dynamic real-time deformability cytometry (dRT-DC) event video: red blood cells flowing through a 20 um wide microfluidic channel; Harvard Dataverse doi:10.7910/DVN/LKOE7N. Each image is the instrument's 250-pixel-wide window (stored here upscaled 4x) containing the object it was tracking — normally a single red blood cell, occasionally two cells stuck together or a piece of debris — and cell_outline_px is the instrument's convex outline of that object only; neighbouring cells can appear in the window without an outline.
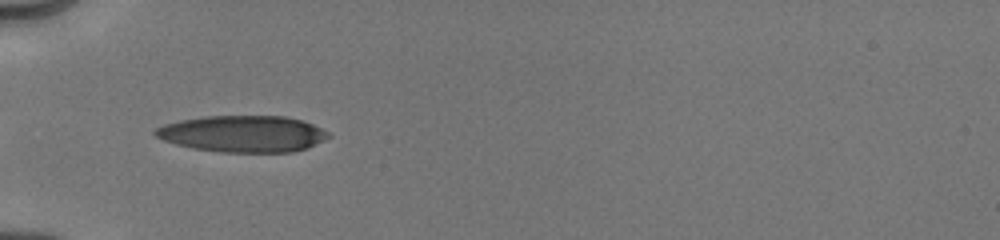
{"species": "human", "species_latin": "Homo sapiens", "temperature_condition": "cold", "stored_images_in_passage": 29, "camera_frame_rate_fps": 3000, "um_per_image_px": 0.085, "donor": {"sex": "male"}, "frame": {"image": 1, "passage_image": 1, "time_ms": 0.0, "image_size_px": [1000, 240], "cell_outline_px": [[332, 136], [308, 148], [292, 152], [220, 152], [192, 148], [176, 144], [164, 140], [156, 136], [152, 132], [152, 128], [164, 124], [180, 120], [204, 116], [284, 116], [300, 120], [312, 124], [328, 132]], "centroid_in_image_um": [20.61, 11.37], "position_along_channel_um": 64.4, "area_um2": 36.99}}
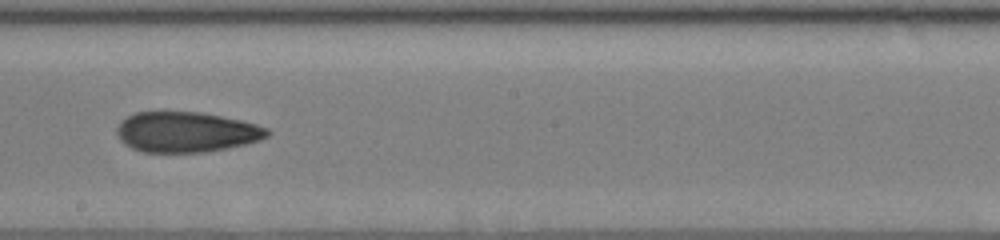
{"frame": {"image": 2, "passage_image": 12, "time_ms": 4.333, "image_size_px": [1000, 240], "cell_outline_px": [[272, 132], [268, 136], [260, 140], [244, 144], [204, 152], [144, 152], [132, 148], [124, 144], [120, 140], [116, 132], [116, 128], [120, 120], [136, 112], [200, 112], [240, 120], [256, 124], [268, 128]], "centroid_in_image_um": [15.81, 11.22], "position_along_channel_um": 232.4, "area_um2": 35.32}}
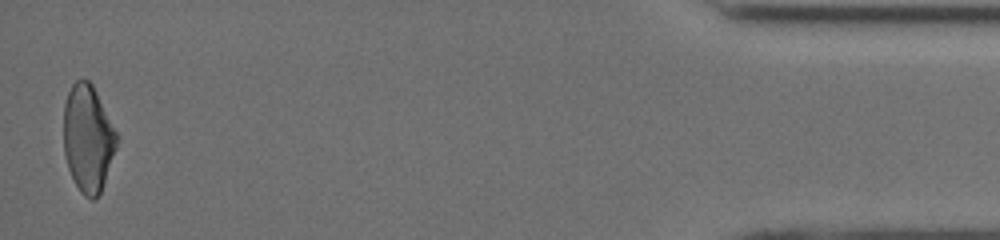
{"frame": {"image": 3, "passage_image": 29, "time_ms": 11.0, "image_size_px": [1000, 240], "cell_outline_px": [[116, 148], [100, 192], [92, 200], [84, 196], [80, 192], [68, 168], [64, 152], [64, 104], [68, 92], [72, 84], [76, 80], [88, 80], [92, 84], [116, 132]], "centroid_in_image_um": [7.45, 11.76], "position_along_channel_um": 427.8, "area_um2": 32.48}, "authors_computed_cell_mechanics": {"area_um2": 34.9112, "velocity_mm_per_s": 4.0401, "shape_relaxation_time_tau1_ms": 6.4816, "shape_relaxation_time_tau2_ms": 4.6517, "deformation_change_tau1": 0.1866, "deformation_change_tau2": 0.1324}}